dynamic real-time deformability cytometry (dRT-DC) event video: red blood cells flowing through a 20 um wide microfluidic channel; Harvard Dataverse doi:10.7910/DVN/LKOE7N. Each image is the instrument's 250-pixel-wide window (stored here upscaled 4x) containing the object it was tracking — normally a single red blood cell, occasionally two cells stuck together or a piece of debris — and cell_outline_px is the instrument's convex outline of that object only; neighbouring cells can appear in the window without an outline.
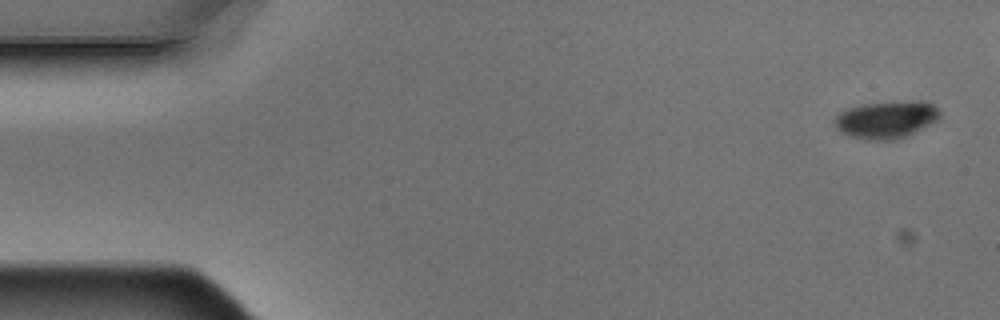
{"species": "Egyptian fruit bat (a non-hibernating species)", "species_latin": "Rousettus aegyptiacus", "temperature_condition": "warm", "stored_images_in_passage": 5, "camera_frame_rate_fps": 3000, "um_per_image_px": 0.085, "animal": {"sex": "male"}, "frame": {"image": 1, "passage_image": 1, "time_ms": 0.0, "image_size_px": [1000, 320], "cell_outline_px": [[940, 116], [936, 120], [900, 140], [864, 140], [848, 136], [840, 132], [836, 128], [836, 116], [844, 108], [864, 104], [916, 100], [920, 100], [932, 104], [940, 112]], "centroid_in_image_um": [75.3, 10.18], "position_along_channel_um": 9.7, "area_um2": 23.0}}